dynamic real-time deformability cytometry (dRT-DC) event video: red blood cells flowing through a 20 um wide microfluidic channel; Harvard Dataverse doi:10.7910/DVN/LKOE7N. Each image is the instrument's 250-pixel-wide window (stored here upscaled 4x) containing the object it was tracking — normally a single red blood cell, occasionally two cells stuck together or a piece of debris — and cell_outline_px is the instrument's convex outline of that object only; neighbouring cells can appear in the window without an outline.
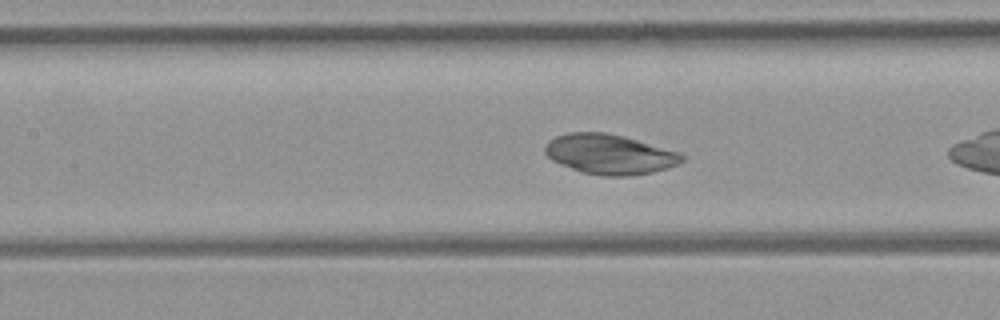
{"species": "common noctule bat (a hibernating species)", "species_latin": "Nyctalus noctula", "temperature_condition": "room temperature", "stored_images_in_passage": 26, "camera_frame_rate_fps": 3000, "um_per_image_px": 0.085, "animal": {"sex": "female", "body_mass_g": 21.9}, "frame": {"image": 1, "passage_image": 8, "time_ms": 2.333, "image_size_px": [1000, 320], "cell_outline_px": [[684, 160], [668, 168], [652, 172], [632, 176], [604, 176], [584, 172], [560, 164], [552, 160], [544, 152], [544, 144], [548, 140], [556, 136], [568, 132], [604, 132], [624, 136], [680, 152], [684, 156]], "centroid_in_image_um": [51.8, 13.1], "position_along_channel_um": 155.6, "area_um2": 31.91}}